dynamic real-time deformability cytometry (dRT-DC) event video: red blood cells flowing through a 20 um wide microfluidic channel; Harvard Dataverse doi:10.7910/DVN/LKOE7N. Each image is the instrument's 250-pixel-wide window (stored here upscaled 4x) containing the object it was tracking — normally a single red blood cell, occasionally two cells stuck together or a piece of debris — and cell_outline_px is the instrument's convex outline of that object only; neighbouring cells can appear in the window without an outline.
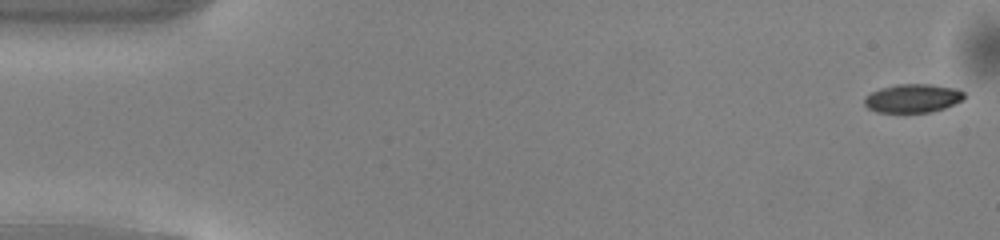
{"species": "common noctule bat (a hibernating species)", "species_latin": "Nyctalus noctula", "temperature_condition": "warm", "stored_images_in_passage": 50, "camera_frame_rate_fps": 3000, "um_per_image_px": 0.085, "animal": {"sex": "male", "body_mass_g": 13.0, "forearm_length_mm": 53.1}, "frame": {"image": 1, "passage_image": 1, "time_ms": 0.0, "image_size_px": [1000, 240], "cell_outline_px": [[964, 100], [944, 108], [928, 112], [876, 112], [868, 108], [864, 104], [864, 96], [880, 88], [896, 84], [932, 84], [956, 88], [964, 92]], "centroid_in_image_um": [77.58, 8.34], "position_along_channel_um": 7.4, "area_um2": 16.7}}
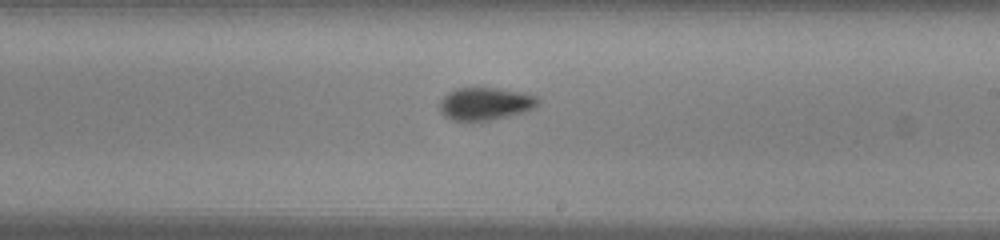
{"frame": {"image": 2, "passage_image": 29, "time_ms": 9.333, "image_size_px": [1000, 240], "cell_outline_px": [[540, 104], [524, 112], [488, 120], [452, 120], [444, 116], [440, 112], [440, 100], [448, 92], [456, 88], [496, 88], [520, 92], [536, 96], [540, 100]], "centroid_in_image_um": [41.23, 8.81], "position_along_channel_um": 247.8, "area_um2": 18.5}}
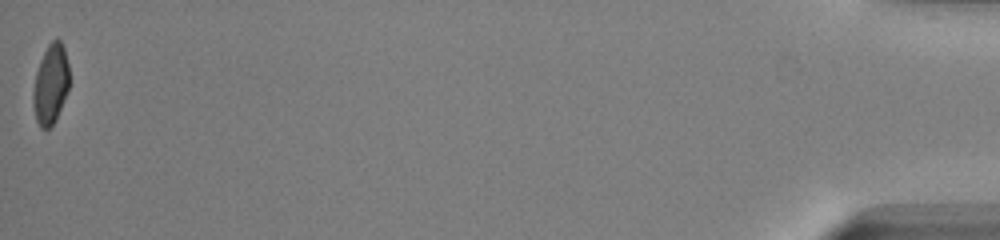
{"frame": {"image": 3, "passage_image": 50, "time_ms": 16.333, "image_size_px": [1000, 240], "cell_outline_px": [[68, 88], [56, 120], [48, 128], [40, 128], [36, 120], [32, 104], [32, 92], [36, 72], [40, 60], [48, 44], [56, 36], [60, 40], [64, 48], [68, 64]], "centroid_in_image_um": [4.28, 7.15], "position_along_channel_um": 430.9, "area_um2": 16.82}, "authors_computed_cell_mechanics": {"area_um2": 18.0336, "velocity_mm_per_s": 4.1101, "shape_relaxation_time_tau1_ms": 3.5968, "shape_relaxation_time_tau2_ms": 1.2626, "deformation_change_tau1": 0.1397, "deformation_change_tau2": 0.0565}}